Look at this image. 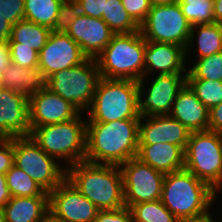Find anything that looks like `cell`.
<instances>
[{"mask_svg":"<svg viewBox=\"0 0 222 222\" xmlns=\"http://www.w3.org/2000/svg\"><path fill=\"white\" fill-rule=\"evenodd\" d=\"M139 122L140 119L87 122L85 161L120 166L137 157Z\"/></svg>","mask_w":222,"mask_h":222,"instance_id":"obj_1","label":"cell"},{"mask_svg":"<svg viewBox=\"0 0 222 222\" xmlns=\"http://www.w3.org/2000/svg\"><path fill=\"white\" fill-rule=\"evenodd\" d=\"M66 178L99 210L125 207L123 177L117 165L78 162L66 168Z\"/></svg>","mask_w":222,"mask_h":222,"instance_id":"obj_2","label":"cell"},{"mask_svg":"<svg viewBox=\"0 0 222 222\" xmlns=\"http://www.w3.org/2000/svg\"><path fill=\"white\" fill-rule=\"evenodd\" d=\"M216 191L185 169L165 174L161 202L180 221L208 213Z\"/></svg>","mask_w":222,"mask_h":222,"instance_id":"obj_3","label":"cell"},{"mask_svg":"<svg viewBox=\"0 0 222 222\" xmlns=\"http://www.w3.org/2000/svg\"><path fill=\"white\" fill-rule=\"evenodd\" d=\"M146 40L140 30L114 34L110 43L95 58L100 76L106 79H144Z\"/></svg>","mask_w":222,"mask_h":222,"instance_id":"obj_4","label":"cell"},{"mask_svg":"<svg viewBox=\"0 0 222 222\" xmlns=\"http://www.w3.org/2000/svg\"><path fill=\"white\" fill-rule=\"evenodd\" d=\"M138 81L101 77L88 109L89 123L140 119Z\"/></svg>","mask_w":222,"mask_h":222,"instance_id":"obj_5","label":"cell"},{"mask_svg":"<svg viewBox=\"0 0 222 222\" xmlns=\"http://www.w3.org/2000/svg\"><path fill=\"white\" fill-rule=\"evenodd\" d=\"M79 114L73 120L34 127L32 140L54 159H65L69 166L85 161L86 123Z\"/></svg>","mask_w":222,"mask_h":222,"instance_id":"obj_6","label":"cell"},{"mask_svg":"<svg viewBox=\"0 0 222 222\" xmlns=\"http://www.w3.org/2000/svg\"><path fill=\"white\" fill-rule=\"evenodd\" d=\"M184 154V169L216 192L222 185V137L209 130L191 132Z\"/></svg>","mask_w":222,"mask_h":222,"instance_id":"obj_7","label":"cell"},{"mask_svg":"<svg viewBox=\"0 0 222 222\" xmlns=\"http://www.w3.org/2000/svg\"><path fill=\"white\" fill-rule=\"evenodd\" d=\"M100 78L96 60L87 58L78 66L52 74L46 80V87L81 112L89 109Z\"/></svg>","mask_w":222,"mask_h":222,"instance_id":"obj_8","label":"cell"},{"mask_svg":"<svg viewBox=\"0 0 222 222\" xmlns=\"http://www.w3.org/2000/svg\"><path fill=\"white\" fill-rule=\"evenodd\" d=\"M14 165L29 175L46 192L55 189L65 178L66 168L58 166L30 136L13 137Z\"/></svg>","mask_w":222,"mask_h":222,"instance_id":"obj_9","label":"cell"},{"mask_svg":"<svg viewBox=\"0 0 222 222\" xmlns=\"http://www.w3.org/2000/svg\"><path fill=\"white\" fill-rule=\"evenodd\" d=\"M191 28L179 3L175 2L152 6L140 25V32L146 41L172 43L186 49Z\"/></svg>","mask_w":222,"mask_h":222,"instance_id":"obj_10","label":"cell"},{"mask_svg":"<svg viewBox=\"0 0 222 222\" xmlns=\"http://www.w3.org/2000/svg\"><path fill=\"white\" fill-rule=\"evenodd\" d=\"M125 207L161 198L165 174L134 157L121 164Z\"/></svg>","mask_w":222,"mask_h":222,"instance_id":"obj_11","label":"cell"},{"mask_svg":"<svg viewBox=\"0 0 222 222\" xmlns=\"http://www.w3.org/2000/svg\"><path fill=\"white\" fill-rule=\"evenodd\" d=\"M49 212L64 222H94L99 209L65 178L49 193Z\"/></svg>","mask_w":222,"mask_h":222,"instance_id":"obj_12","label":"cell"},{"mask_svg":"<svg viewBox=\"0 0 222 222\" xmlns=\"http://www.w3.org/2000/svg\"><path fill=\"white\" fill-rule=\"evenodd\" d=\"M143 78L138 81V111L141 116L168 115L178 92L186 84V73L159 74L151 82L149 91L144 100L142 98Z\"/></svg>","mask_w":222,"mask_h":222,"instance_id":"obj_13","label":"cell"},{"mask_svg":"<svg viewBox=\"0 0 222 222\" xmlns=\"http://www.w3.org/2000/svg\"><path fill=\"white\" fill-rule=\"evenodd\" d=\"M87 57L67 33L51 31L39 52L38 67L46 79L55 72L80 65Z\"/></svg>","mask_w":222,"mask_h":222,"instance_id":"obj_14","label":"cell"},{"mask_svg":"<svg viewBox=\"0 0 222 222\" xmlns=\"http://www.w3.org/2000/svg\"><path fill=\"white\" fill-rule=\"evenodd\" d=\"M28 102L30 129L67 122L81 113L73 104L51 92L47 87L30 96Z\"/></svg>","mask_w":222,"mask_h":222,"instance_id":"obj_15","label":"cell"},{"mask_svg":"<svg viewBox=\"0 0 222 222\" xmlns=\"http://www.w3.org/2000/svg\"><path fill=\"white\" fill-rule=\"evenodd\" d=\"M28 97L0 87V138L29 136Z\"/></svg>","mask_w":222,"mask_h":222,"instance_id":"obj_16","label":"cell"},{"mask_svg":"<svg viewBox=\"0 0 222 222\" xmlns=\"http://www.w3.org/2000/svg\"><path fill=\"white\" fill-rule=\"evenodd\" d=\"M87 58L95 59L115 34L102 18L79 14L66 32Z\"/></svg>","mask_w":222,"mask_h":222,"instance_id":"obj_17","label":"cell"},{"mask_svg":"<svg viewBox=\"0 0 222 222\" xmlns=\"http://www.w3.org/2000/svg\"><path fill=\"white\" fill-rule=\"evenodd\" d=\"M140 117L138 145H153L169 143L181 146L184 150L187 146L191 132L178 120L169 115Z\"/></svg>","mask_w":222,"mask_h":222,"instance_id":"obj_18","label":"cell"},{"mask_svg":"<svg viewBox=\"0 0 222 222\" xmlns=\"http://www.w3.org/2000/svg\"><path fill=\"white\" fill-rule=\"evenodd\" d=\"M187 51L172 43L146 41L144 52V78L146 73L159 70V74L187 72L184 63Z\"/></svg>","mask_w":222,"mask_h":222,"instance_id":"obj_19","label":"cell"},{"mask_svg":"<svg viewBox=\"0 0 222 222\" xmlns=\"http://www.w3.org/2000/svg\"><path fill=\"white\" fill-rule=\"evenodd\" d=\"M168 115L178 120L190 132L208 130L209 109L187 84L178 92Z\"/></svg>","mask_w":222,"mask_h":222,"instance_id":"obj_20","label":"cell"},{"mask_svg":"<svg viewBox=\"0 0 222 222\" xmlns=\"http://www.w3.org/2000/svg\"><path fill=\"white\" fill-rule=\"evenodd\" d=\"M185 151L181 146L169 143L138 145L137 158L164 174L184 169Z\"/></svg>","mask_w":222,"mask_h":222,"instance_id":"obj_21","label":"cell"},{"mask_svg":"<svg viewBox=\"0 0 222 222\" xmlns=\"http://www.w3.org/2000/svg\"><path fill=\"white\" fill-rule=\"evenodd\" d=\"M46 80L43 71L39 67L23 68L11 63L0 74V87L22 93L29 98L40 89L46 87Z\"/></svg>","mask_w":222,"mask_h":222,"instance_id":"obj_22","label":"cell"},{"mask_svg":"<svg viewBox=\"0 0 222 222\" xmlns=\"http://www.w3.org/2000/svg\"><path fill=\"white\" fill-rule=\"evenodd\" d=\"M5 222H40L49 212V196L11 197Z\"/></svg>","mask_w":222,"mask_h":222,"instance_id":"obj_23","label":"cell"},{"mask_svg":"<svg viewBox=\"0 0 222 222\" xmlns=\"http://www.w3.org/2000/svg\"><path fill=\"white\" fill-rule=\"evenodd\" d=\"M51 29L28 20L18 21L12 25L10 46H26L40 52L47 42Z\"/></svg>","mask_w":222,"mask_h":222,"instance_id":"obj_24","label":"cell"},{"mask_svg":"<svg viewBox=\"0 0 222 222\" xmlns=\"http://www.w3.org/2000/svg\"><path fill=\"white\" fill-rule=\"evenodd\" d=\"M195 29L198 30V58L214 55L222 51V25L217 23L193 25L190 32L189 42L185 50L192 45L195 38Z\"/></svg>","mask_w":222,"mask_h":222,"instance_id":"obj_25","label":"cell"},{"mask_svg":"<svg viewBox=\"0 0 222 222\" xmlns=\"http://www.w3.org/2000/svg\"><path fill=\"white\" fill-rule=\"evenodd\" d=\"M64 0H25V20L43 25L51 30L54 27L59 7Z\"/></svg>","mask_w":222,"mask_h":222,"instance_id":"obj_26","label":"cell"},{"mask_svg":"<svg viewBox=\"0 0 222 222\" xmlns=\"http://www.w3.org/2000/svg\"><path fill=\"white\" fill-rule=\"evenodd\" d=\"M102 20L115 33H131L140 30V26L131 18L121 0H108Z\"/></svg>","mask_w":222,"mask_h":222,"instance_id":"obj_27","label":"cell"},{"mask_svg":"<svg viewBox=\"0 0 222 222\" xmlns=\"http://www.w3.org/2000/svg\"><path fill=\"white\" fill-rule=\"evenodd\" d=\"M5 176L12 197L49 196L48 192L15 165L10 168Z\"/></svg>","mask_w":222,"mask_h":222,"instance_id":"obj_28","label":"cell"},{"mask_svg":"<svg viewBox=\"0 0 222 222\" xmlns=\"http://www.w3.org/2000/svg\"><path fill=\"white\" fill-rule=\"evenodd\" d=\"M134 222H180L161 200L140 202L130 207Z\"/></svg>","mask_w":222,"mask_h":222,"instance_id":"obj_29","label":"cell"},{"mask_svg":"<svg viewBox=\"0 0 222 222\" xmlns=\"http://www.w3.org/2000/svg\"><path fill=\"white\" fill-rule=\"evenodd\" d=\"M177 2L183 15L192 26L215 23L214 0H177Z\"/></svg>","mask_w":222,"mask_h":222,"instance_id":"obj_30","label":"cell"},{"mask_svg":"<svg viewBox=\"0 0 222 222\" xmlns=\"http://www.w3.org/2000/svg\"><path fill=\"white\" fill-rule=\"evenodd\" d=\"M186 79L222 81V51L211 56L199 58L198 62L187 70Z\"/></svg>","mask_w":222,"mask_h":222,"instance_id":"obj_31","label":"cell"},{"mask_svg":"<svg viewBox=\"0 0 222 222\" xmlns=\"http://www.w3.org/2000/svg\"><path fill=\"white\" fill-rule=\"evenodd\" d=\"M186 84L209 110L222 102V81L186 79Z\"/></svg>","mask_w":222,"mask_h":222,"instance_id":"obj_32","label":"cell"},{"mask_svg":"<svg viewBox=\"0 0 222 222\" xmlns=\"http://www.w3.org/2000/svg\"><path fill=\"white\" fill-rule=\"evenodd\" d=\"M79 14V6L75 0H64L59 7V12L52 31L66 33Z\"/></svg>","mask_w":222,"mask_h":222,"instance_id":"obj_33","label":"cell"},{"mask_svg":"<svg viewBox=\"0 0 222 222\" xmlns=\"http://www.w3.org/2000/svg\"><path fill=\"white\" fill-rule=\"evenodd\" d=\"M12 63L23 68H35L39 65V52L26 46H10Z\"/></svg>","mask_w":222,"mask_h":222,"instance_id":"obj_34","label":"cell"},{"mask_svg":"<svg viewBox=\"0 0 222 222\" xmlns=\"http://www.w3.org/2000/svg\"><path fill=\"white\" fill-rule=\"evenodd\" d=\"M25 0H0V15L12 25L25 19Z\"/></svg>","mask_w":222,"mask_h":222,"instance_id":"obj_35","label":"cell"},{"mask_svg":"<svg viewBox=\"0 0 222 222\" xmlns=\"http://www.w3.org/2000/svg\"><path fill=\"white\" fill-rule=\"evenodd\" d=\"M131 18L140 26L151 10L150 0H121Z\"/></svg>","mask_w":222,"mask_h":222,"instance_id":"obj_36","label":"cell"},{"mask_svg":"<svg viewBox=\"0 0 222 222\" xmlns=\"http://www.w3.org/2000/svg\"><path fill=\"white\" fill-rule=\"evenodd\" d=\"M94 222H134L129 207L115 210H99Z\"/></svg>","mask_w":222,"mask_h":222,"instance_id":"obj_37","label":"cell"},{"mask_svg":"<svg viewBox=\"0 0 222 222\" xmlns=\"http://www.w3.org/2000/svg\"><path fill=\"white\" fill-rule=\"evenodd\" d=\"M13 165V138H0V174H6Z\"/></svg>","mask_w":222,"mask_h":222,"instance_id":"obj_38","label":"cell"},{"mask_svg":"<svg viewBox=\"0 0 222 222\" xmlns=\"http://www.w3.org/2000/svg\"><path fill=\"white\" fill-rule=\"evenodd\" d=\"M108 0H75L79 6L80 14L93 18H102Z\"/></svg>","mask_w":222,"mask_h":222,"instance_id":"obj_39","label":"cell"},{"mask_svg":"<svg viewBox=\"0 0 222 222\" xmlns=\"http://www.w3.org/2000/svg\"><path fill=\"white\" fill-rule=\"evenodd\" d=\"M208 130L222 135V102L209 110Z\"/></svg>","mask_w":222,"mask_h":222,"instance_id":"obj_40","label":"cell"},{"mask_svg":"<svg viewBox=\"0 0 222 222\" xmlns=\"http://www.w3.org/2000/svg\"><path fill=\"white\" fill-rule=\"evenodd\" d=\"M11 51L8 41L0 42V74L11 64Z\"/></svg>","mask_w":222,"mask_h":222,"instance_id":"obj_41","label":"cell"},{"mask_svg":"<svg viewBox=\"0 0 222 222\" xmlns=\"http://www.w3.org/2000/svg\"><path fill=\"white\" fill-rule=\"evenodd\" d=\"M5 174H0V205L5 206L11 199Z\"/></svg>","mask_w":222,"mask_h":222,"instance_id":"obj_42","label":"cell"},{"mask_svg":"<svg viewBox=\"0 0 222 222\" xmlns=\"http://www.w3.org/2000/svg\"><path fill=\"white\" fill-rule=\"evenodd\" d=\"M12 24L0 15V42L8 41L11 36Z\"/></svg>","mask_w":222,"mask_h":222,"instance_id":"obj_43","label":"cell"},{"mask_svg":"<svg viewBox=\"0 0 222 222\" xmlns=\"http://www.w3.org/2000/svg\"><path fill=\"white\" fill-rule=\"evenodd\" d=\"M213 15L215 23L222 25V0H214Z\"/></svg>","mask_w":222,"mask_h":222,"instance_id":"obj_44","label":"cell"},{"mask_svg":"<svg viewBox=\"0 0 222 222\" xmlns=\"http://www.w3.org/2000/svg\"><path fill=\"white\" fill-rule=\"evenodd\" d=\"M180 222H214V221H213L212 216L208 212L202 216L184 219V220H181Z\"/></svg>","mask_w":222,"mask_h":222,"instance_id":"obj_45","label":"cell"},{"mask_svg":"<svg viewBox=\"0 0 222 222\" xmlns=\"http://www.w3.org/2000/svg\"><path fill=\"white\" fill-rule=\"evenodd\" d=\"M40 222H64L54 217L50 212Z\"/></svg>","mask_w":222,"mask_h":222,"instance_id":"obj_46","label":"cell"},{"mask_svg":"<svg viewBox=\"0 0 222 222\" xmlns=\"http://www.w3.org/2000/svg\"><path fill=\"white\" fill-rule=\"evenodd\" d=\"M177 2V0H150L152 6L154 5H163V4H172Z\"/></svg>","mask_w":222,"mask_h":222,"instance_id":"obj_47","label":"cell"},{"mask_svg":"<svg viewBox=\"0 0 222 222\" xmlns=\"http://www.w3.org/2000/svg\"><path fill=\"white\" fill-rule=\"evenodd\" d=\"M0 222H5L4 206H1V205H0Z\"/></svg>","mask_w":222,"mask_h":222,"instance_id":"obj_48","label":"cell"}]
</instances>
